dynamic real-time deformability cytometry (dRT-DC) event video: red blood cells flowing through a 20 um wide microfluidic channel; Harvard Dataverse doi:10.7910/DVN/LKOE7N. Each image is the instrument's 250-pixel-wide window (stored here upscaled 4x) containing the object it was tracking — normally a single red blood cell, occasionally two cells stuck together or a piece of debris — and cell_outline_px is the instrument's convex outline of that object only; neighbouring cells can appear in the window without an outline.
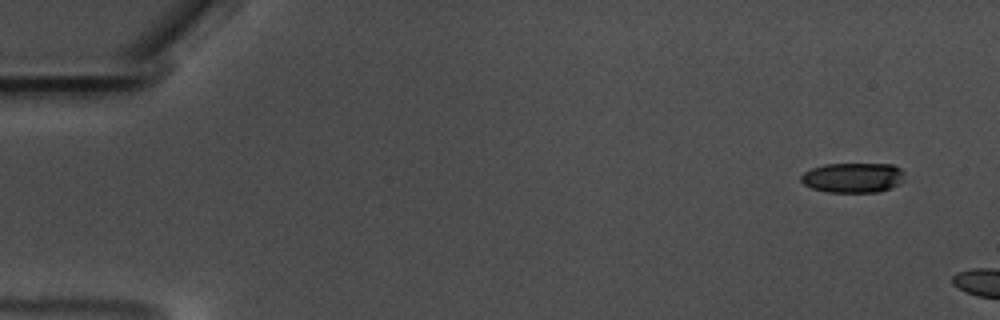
{"species": "common noctule bat (a hibernating species)", "species_latin": "Nyctalus noctula", "temperature_condition": "warm", "stored_images_in_passage": 6, "camera_frame_rate_fps": 3000, "um_per_image_px": 0.085, "animal": {"sex": "male", "body_mass_g": 17.5, "forearm_length_mm": 52.3}, "frame": {"image": 1, "passage_image": 1, "time_ms": 0.0, "image_size_px": [1000, 320], "cell_outline_px": [[904, 172], [900, 180], [896, 184], [888, 188], [876, 192], [828, 192], [812, 188], [804, 184], [800, 180], [800, 176], [804, 172], [812, 168], [824, 164], [892, 164], [900, 168]], "centroid_in_image_um": [72.44, 15.09], "position_along_channel_um": 12.6, "area_um2": 17.8}}